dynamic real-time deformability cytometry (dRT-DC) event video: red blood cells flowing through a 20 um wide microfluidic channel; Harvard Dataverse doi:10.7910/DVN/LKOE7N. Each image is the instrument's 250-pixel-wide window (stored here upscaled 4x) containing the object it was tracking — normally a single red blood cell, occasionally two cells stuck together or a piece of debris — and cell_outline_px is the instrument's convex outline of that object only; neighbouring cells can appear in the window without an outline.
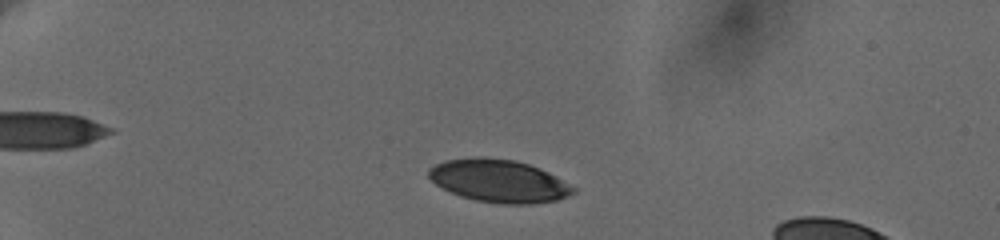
{"species": "human", "species_latin": "Homo sapiens", "temperature_condition": "cold", "stored_images_in_passage": 46, "camera_frame_rate_fps": 3000, "um_per_image_px": 0.085, "donor": {"sex": "female"}, "frame": {"image": 1, "passage_image": 8, "time_ms": 2.333, "image_size_px": [1000, 240], "cell_outline_px": [[576, 192], [568, 196], [556, 200], [532, 204], [500, 204], [476, 200], [460, 196], [436, 184], [428, 176], [428, 168], [444, 160], [476, 156], [480, 156], [516, 160], [540, 168], [548, 172], [576, 188]], "centroid_in_image_um": [42.4, 15.37], "position_along_channel_um": 42.6, "area_um2": 36.07}}
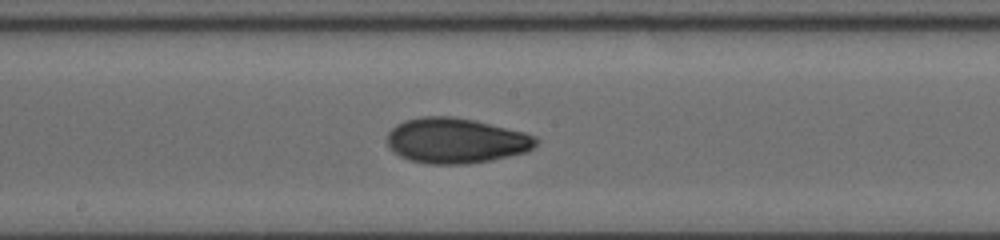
{"frame": {"image": 2, "passage_image": 27, "time_ms": 8.667, "image_size_px": [1000, 240], "cell_outline_px": [[540, 140], [528, 152], [492, 160], [468, 164], [428, 164], [408, 160], [400, 156], [388, 144], [388, 132], [396, 124], [404, 120], [424, 116], [452, 116], [472, 120], [524, 132], [536, 136]], "centroid_in_image_um": [38.77, 11.96], "position_along_channel_um": 209.4, "area_um2": 39.3}}
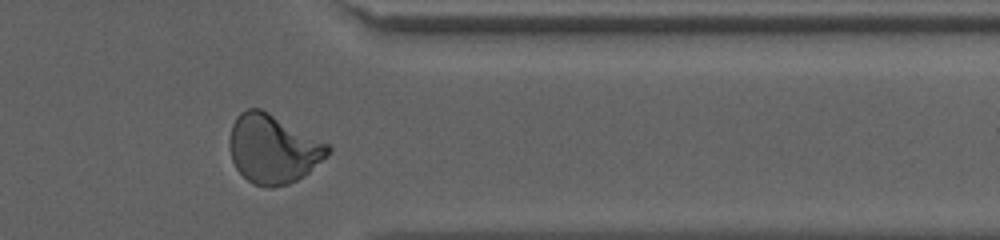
{"frame": {"image": 3, "passage_image": 42, "time_ms": 13.667, "image_size_px": [1000, 240], "cell_outline_px": [[332, 148], [328, 156], [304, 176], [288, 184], [272, 188], [252, 184], [236, 168], [232, 160], [228, 144], [228, 140], [232, 124], [236, 116], [240, 112], [248, 108], [260, 108], [268, 112], [328, 144]], "centroid_in_image_um": [23.18, 12.66], "position_along_channel_um": 388.2, "area_um2": 39.48}, "authors_computed_cell_mechanics": {"area_um2": 37.9168, "velocity_mm_per_s": 3.6356, "shape_relaxation_time_tau1_ms": 6.0641, "shape_relaxation_time_tau2_ms": 1.8524, "deformation_change_tau1": 0.2027, "deformation_change_tau2": 0.0614}}